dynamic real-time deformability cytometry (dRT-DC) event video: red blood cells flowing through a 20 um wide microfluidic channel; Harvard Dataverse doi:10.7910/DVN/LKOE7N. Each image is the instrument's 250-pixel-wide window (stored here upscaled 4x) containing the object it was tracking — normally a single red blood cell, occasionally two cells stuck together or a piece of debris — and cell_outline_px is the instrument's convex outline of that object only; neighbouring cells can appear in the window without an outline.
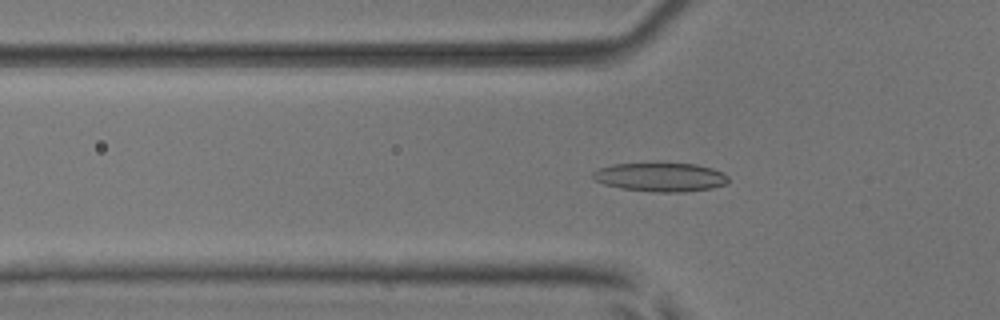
{"species": "common noctule bat (a hibernating species)", "species_latin": "Nyctalus noctula", "temperature_condition": "room temperature", "stored_images_in_passage": 55, "camera_frame_rate_fps": 3000, "um_per_image_px": 0.085, "animal": {"sex": "male", "body_mass_g": 17.9, "forearm_length_mm": 54.2}, "frame": {"image": 1, "passage_image": 19, "time_ms": 6.0, "image_size_px": [1000, 320], "cell_outline_px": [[728, 180], [724, 184], [712, 188], [684, 192], [652, 192], [620, 188], [604, 184], [596, 180], [592, 176], [592, 172], [596, 168], [612, 164], [696, 164], [712, 168], [728, 176]], "centroid_in_image_um": [56.1, 15.06], "position_along_channel_um": 69.7, "area_um2": 22.6}}
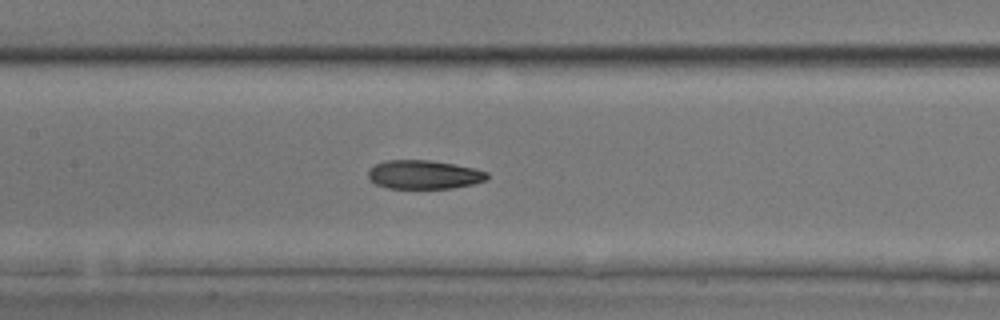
{"frame": {"image": 2, "passage_image": 27, "time_ms": 8.667, "image_size_px": [1000, 320], "cell_outline_px": [[488, 176], [484, 180], [472, 184], [452, 188], [388, 188], [376, 184], [368, 180], [368, 168], [384, 160], [432, 160], [456, 164], [476, 168], [488, 172]], "centroid_in_image_um": [36.0, 14.83], "position_along_channel_um": 171.4, "area_um2": 20.11}}
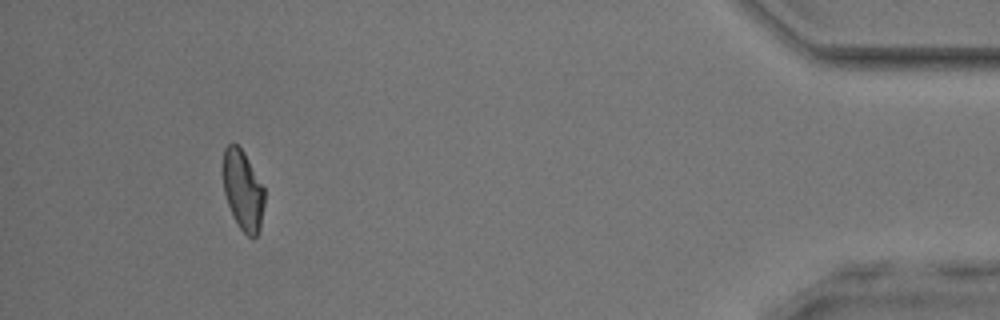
{"frame": {"image": 3, "passage_image": 51, "time_ms": 16.667, "image_size_px": [1000, 320], "cell_outline_px": [[264, 204], [260, 228], [256, 236], [248, 236], [240, 228], [232, 216], [224, 192], [224, 148], [228, 144], [236, 144], [244, 152], [264, 188]], "centroid_in_image_um": [20.65, 16.19], "position_along_channel_um": 414.5, "area_um2": 18.96}, "authors_computed_cell_mechanics": {"area_um2": 20.6924, "velocity_mm_per_s": 3.8321, "shape_relaxation_time_tau1_ms": 10.6837, "shape_relaxation_time_tau2_ms": 5.4365, "deformation_change_tau1": 0.2457, "deformation_change_tau2": 0.1191}}